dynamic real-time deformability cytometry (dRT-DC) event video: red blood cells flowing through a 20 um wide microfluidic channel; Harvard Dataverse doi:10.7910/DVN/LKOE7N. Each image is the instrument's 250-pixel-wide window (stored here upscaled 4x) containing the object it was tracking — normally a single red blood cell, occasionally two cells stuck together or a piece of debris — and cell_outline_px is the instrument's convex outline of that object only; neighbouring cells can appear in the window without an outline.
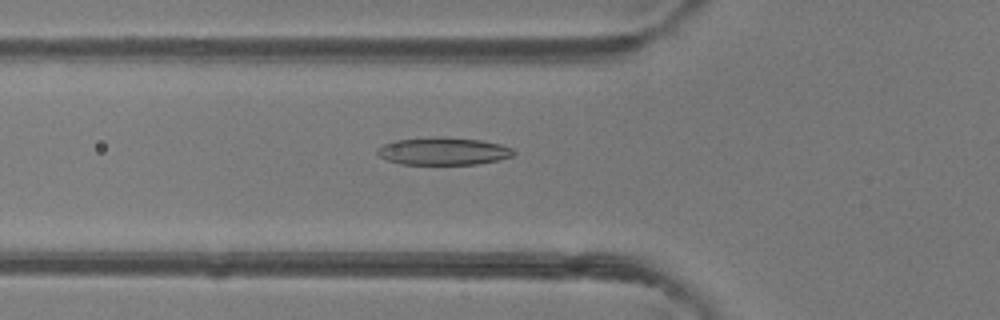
{"species": "common noctule bat (a hibernating species)", "species_latin": "Nyctalus noctula", "temperature_condition": "room temperature", "stored_images_in_passage": 50, "camera_frame_rate_fps": 3000, "um_per_image_px": 0.085, "animal": {"sex": "female"}, "frame": {"image": 1, "passage_image": 18, "time_ms": 5.667, "image_size_px": [1000, 320], "cell_outline_px": [[516, 152], [512, 156], [500, 160], [476, 164], [400, 164], [388, 160], [380, 156], [376, 152], [376, 148], [384, 144], [396, 140], [436, 136], [444, 136], [480, 140], [500, 144], [512, 148]], "centroid_in_image_um": [37.69, 12.84], "position_along_channel_um": 88.1, "area_um2": 22.02}}
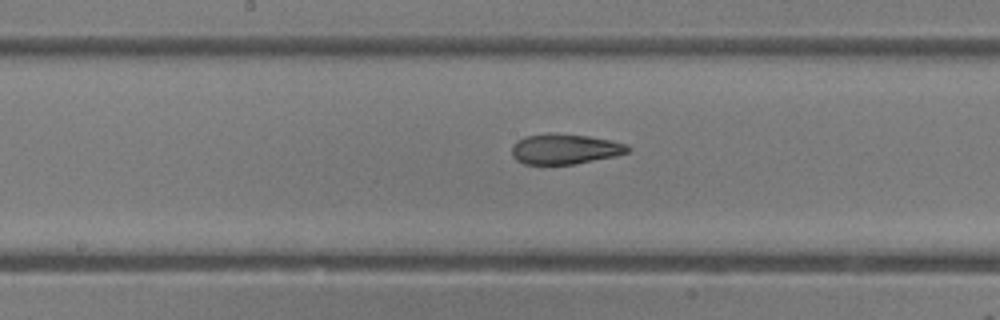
{"frame": {"image": 2, "passage_image": 26, "time_ms": 8.333, "image_size_px": [1000, 320], "cell_outline_px": [[632, 148], [628, 152], [616, 156], [572, 164], [524, 164], [516, 160], [512, 156], [512, 144], [516, 140], [524, 136], [548, 132], [552, 132], [588, 136], [612, 140], [628, 144]], "centroid_in_image_um": [48.0, 12.65], "position_along_channel_um": 200.2, "area_um2": 20.81}}
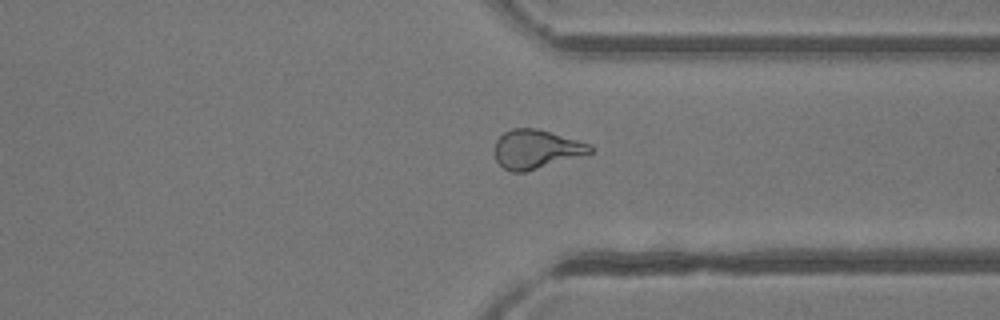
{"frame": {"image": 3, "passage_image": 38, "time_ms": 12.333, "image_size_px": [1000, 320], "cell_outline_px": [[592, 152], [524, 172], [512, 172], [504, 168], [496, 160], [496, 140], [504, 132], [512, 128], [536, 128], [592, 144]], "centroid_in_image_um": [45.56, 12.66], "position_along_channel_um": 365.8, "area_um2": 21.21}, "authors_computed_cell_mechanics": {"area_um2": 21.9929, "velocity_mm_per_s": 4.1624, "shape_relaxation_time_tau1_ms": 7.88, "shape_relaxation_time_tau2_ms": 2.0592, "deformation_change_tau1": 0.241, "deformation_change_tau2": 0.0967}}